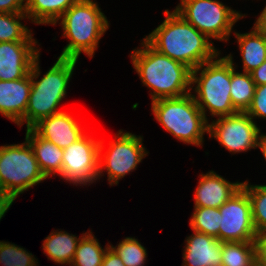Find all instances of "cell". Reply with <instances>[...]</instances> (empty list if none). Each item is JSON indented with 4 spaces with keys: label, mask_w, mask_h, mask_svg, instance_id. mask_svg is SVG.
<instances>
[{
    "label": "cell",
    "mask_w": 266,
    "mask_h": 266,
    "mask_svg": "<svg viewBox=\"0 0 266 266\" xmlns=\"http://www.w3.org/2000/svg\"><path fill=\"white\" fill-rule=\"evenodd\" d=\"M165 20L144 39L158 52L191 70L213 60L221 52L204 34L175 10H165Z\"/></svg>",
    "instance_id": "cell-1"
},
{
    "label": "cell",
    "mask_w": 266,
    "mask_h": 266,
    "mask_svg": "<svg viewBox=\"0 0 266 266\" xmlns=\"http://www.w3.org/2000/svg\"><path fill=\"white\" fill-rule=\"evenodd\" d=\"M135 71L144 86L152 90V101L176 98L190 93L192 70L158 52L145 39L130 54Z\"/></svg>",
    "instance_id": "cell-2"
},
{
    "label": "cell",
    "mask_w": 266,
    "mask_h": 266,
    "mask_svg": "<svg viewBox=\"0 0 266 266\" xmlns=\"http://www.w3.org/2000/svg\"><path fill=\"white\" fill-rule=\"evenodd\" d=\"M39 57L34 60L30 70L31 91L25 116L17 124L26 123L27 128H32L41 119L59 113V104L67 94L70 78L74 72L76 59L58 57L54 65L39 79L41 74ZM39 79L35 81L36 79Z\"/></svg>",
    "instance_id": "cell-3"
},
{
    "label": "cell",
    "mask_w": 266,
    "mask_h": 266,
    "mask_svg": "<svg viewBox=\"0 0 266 266\" xmlns=\"http://www.w3.org/2000/svg\"><path fill=\"white\" fill-rule=\"evenodd\" d=\"M69 43L60 58L78 60L81 53L94 56L99 40L109 28L107 17L93 0H78L59 19Z\"/></svg>",
    "instance_id": "cell-4"
},
{
    "label": "cell",
    "mask_w": 266,
    "mask_h": 266,
    "mask_svg": "<svg viewBox=\"0 0 266 266\" xmlns=\"http://www.w3.org/2000/svg\"><path fill=\"white\" fill-rule=\"evenodd\" d=\"M218 56L201 64L191 73V85L197 84L195 88L191 86V90L196 92L192 96L207 121V111L212 117L218 118L238 112L230 96L231 61L226 56Z\"/></svg>",
    "instance_id": "cell-5"
},
{
    "label": "cell",
    "mask_w": 266,
    "mask_h": 266,
    "mask_svg": "<svg viewBox=\"0 0 266 266\" xmlns=\"http://www.w3.org/2000/svg\"><path fill=\"white\" fill-rule=\"evenodd\" d=\"M151 104L155 119L165 131L185 144L202 146L209 122L191 92L181 97L158 99Z\"/></svg>",
    "instance_id": "cell-6"
},
{
    "label": "cell",
    "mask_w": 266,
    "mask_h": 266,
    "mask_svg": "<svg viewBox=\"0 0 266 266\" xmlns=\"http://www.w3.org/2000/svg\"><path fill=\"white\" fill-rule=\"evenodd\" d=\"M46 179L26 139L22 144L0 146V180L13 200Z\"/></svg>",
    "instance_id": "cell-7"
},
{
    "label": "cell",
    "mask_w": 266,
    "mask_h": 266,
    "mask_svg": "<svg viewBox=\"0 0 266 266\" xmlns=\"http://www.w3.org/2000/svg\"><path fill=\"white\" fill-rule=\"evenodd\" d=\"M208 39L228 41L234 24L245 17L219 0H180L174 9Z\"/></svg>",
    "instance_id": "cell-8"
},
{
    "label": "cell",
    "mask_w": 266,
    "mask_h": 266,
    "mask_svg": "<svg viewBox=\"0 0 266 266\" xmlns=\"http://www.w3.org/2000/svg\"><path fill=\"white\" fill-rule=\"evenodd\" d=\"M115 139L109 141V148L104 150V141L99 143V173L98 179L104 170L107 172V180L110 185L119 184V180L128 173L136 170L137 165L149 153L142 144L143 136H136L130 132L119 130Z\"/></svg>",
    "instance_id": "cell-9"
},
{
    "label": "cell",
    "mask_w": 266,
    "mask_h": 266,
    "mask_svg": "<svg viewBox=\"0 0 266 266\" xmlns=\"http://www.w3.org/2000/svg\"><path fill=\"white\" fill-rule=\"evenodd\" d=\"M99 143L85 133L76 142L63 149L60 179L75 184H92L98 179Z\"/></svg>",
    "instance_id": "cell-10"
},
{
    "label": "cell",
    "mask_w": 266,
    "mask_h": 266,
    "mask_svg": "<svg viewBox=\"0 0 266 266\" xmlns=\"http://www.w3.org/2000/svg\"><path fill=\"white\" fill-rule=\"evenodd\" d=\"M260 128L246 113L237 112L233 115L219 117L209 124V138H214L229 152H247L257 149Z\"/></svg>",
    "instance_id": "cell-11"
},
{
    "label": "cell",
    "mask_w": 266,
    "mask_h": 266,
    "mask_svg": "<svg viewBox=\"0 0 266 266\" xmlns=\"http://www.w3.org/2000/svg\"><path fill=\"white\" fill-rule=\"evenodd\" d=\"M219 240L221 242L256 241L251 202L241 187L220 208Z\"/></svg>",
    "instance_id": "cell-12"
},
{
    "label": "cell",
    "mask_w": 266,
    "mask_h": 266,
    "mask_svg": "<svg viewBox=\"0 0 266 266\" xmlns=\"http://www.w3.org/2000/svg\"><path fill=\"white\" fill-rule=\"evenodd\" d=\"M37 42H0V80H17L30 73L34 60L40 55Z\"/></svg>",
    "instance_id": "cell-13"
},
{
    "label": "cell",
    "mask_w": 266,
    "mask_h": 266,
    "mask_svg": "<svg viewBox=\"0 0 266 266\" xmlns=\"http://www.w3.org/2000/svg\"><path fill=\"white\" fill-rule=\"evenodd\" d=\"M32 129L43 139L59 148H66L76 142L86 132L70 113L61 111L41 119Z\"/></svg>",
    "instance_id": "cell-14"
},
{
    "label": "cell",
    "mask_w": 266,
    "mask_h": 266,
    "mask_svg": "<svg viewBox=\"0 0 266 266\" xmlns=\"http://www.w3.org/2000/svg\"><path fill=\"white\" fill-rule=\"evenodd\" d=\"M200 179L194 194V207L220 208L242 185V182L227 181L213 170L200 174Z\"/></svg>",
    "instance_id": "cell-15"
},
{
    "label": "cell",
    "mask_w": 266,
    "mask_h": 266,
    "mask_svg": "<svg viewBox=\"0 0 266 266\" xmlns=\"http://www.w3.org/2000/svg\"><path fill=\"white\" fill-rule=\"evenodd\" d=\"M193 232L185 240L182 266H221L223 242L215 237Z\"/></svg>",
    "instance_id": "cell-16"
},
{
    "label": "cell",
    "mask_w": 266,
    "mask_h": 266,
    "mask_svg": "<svg viewBox=\"0 0 266 266\" xmlns=\"http://www.w3.org/2000/svg\"><path fill=\"white\" fill-rule=\"evenodd\" d=\"M30 91V73L17 80H0V113L18 124L25 116Z\"/></svg>",
    "instance_id": "cell-17"
},
{
    "label": "cell",
    "mask_w": 266,
    "mask_h": 266,
    "mask_svg": "<svg viewBox=\"0 0 266 266\" xmlns=\"http://www.w3.org/2000/svg\"><path fill=\"white\" fill-rule=\"evenodd\" d=\"M25 139L30 144L41 171L46 178L61 174L63 149L40 137L32 128H26Z\"/></svg>",
    "instance_id": "cell-18"
},
{
    "label": "cell",
    "mask_w": 266,
    "mask_h": 266,
    "mask_svg": "<svg viewBox=\"0 0 266 266\" xmlns=\"http://www.w3.org/2000/svg\"><path fill=\"white\" fill-rule=\"evenodd\" d=\"M239 43L243 72L250 73L266 60V36L261 34L254 26L249 33L234 32Z\"/></svg>",
    "instance_id": "cell-19"
},
{
    "label": "cell",
    "mask_w": 266,
    "mask_h": 266,
    "mask_svg": "<svg viewBox=\"0 0 266 266\" xmlns=\"http://www.w3.org/2000/svg\"><path fill=\"white\" fill-rule=\"evenodd\" d=\"M80 238L66 231H52L43 241V250L48 259L57 264L71 265Z\"/></svg>",
    "instance_id": "cell-20"
},
{
    "label": "cell",
    "mask_w": 266,
    "mask_h": 266,
    "mask_svg": "<svg viewBox=\"0 0 266 266\" xmlns=\"http://www.w3.org/2000/svg\"><path fill=\"white\" fill-rule=\"evenodd\" d=\"M78 0H26L25 14L35 24L56 25L58 19Z\"/></svg>",
    "instance_id": "cell-21"
},
{
    "label": "cell",
    "mask_w": 266,
    "mask_h": 266,
    "mask_svg": "<svg viewBox=\"0 0 266 266\" xmlns=\"http://www.w3.org/2000/svg\"><path fill=\"white\" fill-rule=\"evenodd\" d=\"M231 61V86L230 96L233 107L238 112H246L252 103L255 93V83L247 72H236L231 53L226 56Z\"/></svg>",
    "instance_id": "cell-22"
},
{
    "label": "cell",
    "mask_w": 266,
    "mask_h": 266,
    "mask_svg": "<svg viewBox=\"0 0 266 266\" xmlns=\"http://www.w3.org/2000/svg\"><path fill=\"white\" fill-rule=\"evenodd\" d=\"M88 230L78 242L74 259L70 266H101L104 255L110 245L103 249L95 235Z\"/></svg>",
    "instance_id": "cell-23"
},
{
    "label": "cell",
    "mask_w": 266,
    "mask_h": 266,
    "mask_svg": "<svg viewBox=\"0 0 266 266\" xmlns=\"http://www.w3.org/2000/svg\"><path fill=\"white\" fill-rule=\"evenodd\" d=\"M257 257V242H223L221 266H251Z\"/></svg>",
    "instance_id": "cell-24"
},
{
    "label": "cell",
    "mask_w": 266,
    "mask_h": 266,
    "mask_svg": "<svg viewBox=\"0 0 266 266\" xmlns=\"http://www.w3.org/2000/svg\"><path fill=\"white\" fill-rule=\"evenodd\" d=\"M29 17L25 13L0 12V42L36 41L31 30L20 20Z\"/></svg>",
    "instance_id": "cell-25"
},
{
    "label": "cell",
    "mask_w": 266,
    "mask_h": 266,
    "mask_svg": "<svg viewBox=\"0 0 266 266\" xmlns=\"http://www.w3.org/2000/svg\"><path fill=\"white\" fill-rule=\"evenodd\" d=\"M241 187L247 192L250 202L253 223L257 234L266 232V185H251L246 180Z\"/></svg>",
    "instance_id": "cell-26"
},
{
    "label": "cell",
    "mask_w": 266,
    "mask_h": 266,
    "mask_svg": "<svg viewBox=\"0 0 266 266\" xmlns=\"http://www.w3.org/2000/svg\"><path fill=\"white\" fill-rule=\"evenodd\" d=\"M189 225L193 231L215 237L219 240V208L194 207V212Z\"/></svg>",
    "instance_id": "cell-27"
},
{
    "label": "cell",
    "mask_w": 266,
    "mask_h": 266,
    "mask_svg": "<svg viewBox=\"0 0 266 266\" xmlns=\"http://www.w3.org/2000/svg\"><path fill=\"white\" fill-rule=\"evenodd\" d=\"M110 247L121 258L125 266H144L147 259L146 248L134 237H126L115 247Z\"/></svg>",
    "instance_id": "cell-28"
},
{
    "label": "cell",
    "mask_w": 266,
    "mask_h": 266,
    "mask_svg": "<svg viewBox=\"0 0 266 266\" xmlns=\"http://www.w3.org/2000/svg\"><path fill=\"white\" fill-rule=\"evenodd\" d=\"M38 260L25 248L0 241V264L3 266H38Z\"/></svg>",
    "instance_id": "cell-29"
},
{
    "label": "cell",
    "mask_w": 266,
    "mask_h": 266,
    "mask_svg": "<svg viewBox=\"0 0 266 266\" xmlns=\"http://www.w3.org/2000/svg\"><path fill=\"white\" fill-rule=\"evenodd\" d=\"M246 113L254 120L255 118L266 119V84L255 87V93L251 105Z\"/></svg>",
    "instance_id": "cell-30"
},
{
    "label": "cell",
    "mask_w": 266,
    "mask_h": 266,
    "mask_svg": "<svg viewBox=\"0 0 266 266\" xmlns=\"http://www.w3.org/2000/svg\"><path fill=\"white\" fill-rule=\"evenodd\" d=\"M26 0H0V12L25 13Z\"/></svg>",
    "instance_id": "cell-31"
},
{
    "label": "cell",
    "mask_w": 266,
    "mask_h": 266,
    "mask_svg": "<svg viewBox=\"0 0 266 266\" xmlns=\"http://www.w3.org/2000/svg\"><path fill=\"white\" fill-rule=\"evenodd\" d=\"M101 266H125L117 253L109 247L104 255Z\"/></svg>",
    "instance_id": "cell-32"
},
{
    "label": "cell",
    "mask_w": 266,
    "mask_h": 266,
    "mask_svg": "<svg viewBox=\"0 0 266 266\" xmlns=\"http://www.w3.org/2000/svg\"><path fill=\"white\" fill-rule=\"evenodd\" d=\"M250 75L256 86L266 84V60L252 72Z\"/></svg>",
    "instance_id": "cell-33"
},
{
    "label": "cell",
    "mask_w": 266,
    "mask_h": 266,
    "mask_svg": "<svg viewBox=\"0 0 266 266\" xmlns=\"http://www.w3.org/2000/svg\"><path fill=\"white\" fill-rule=\"evenodd\" d=\"M257 255L266 261V232L257 236Z\"/></svg>",
    "instance_id": "cell-34"
},
{
    "label": "cell",
    "mask_w": 266,
    "mask_h": 266,
    "mask_svg": "<svg viewBox=\"0 0 266 266\" xmlns=\"http://www.w3.org/2000/svg\"><path fill=\"white\" fill-rule=\"evenodd\" d=\"M14 200L9 195H0V220L5 216Z\"/></svg>",
    "instance_id": "cell-35"
},
{
    "label": "cell",
    "mask_w": 266,
    "mask_h": 266,
    "mask_svg": "<svg viewBox=\"0 0 266 266\" xmlns=\"http://www.w3.org/2000/svg\"><path fill=\"white\" fill-rule=\"evenodd\" d=\"M254 27L264 36H266V6L264 7L263 11L256 19Z\"/></svg>",
    "instance_id": "cell-36"
},
{
    "label": "cell",
    "mask_w": 266,
    "mask_h": 266,
    "mask_svg": "<svg viewBox=\"0 0 266 266\" xmlns=\"http://www.w3.org/2000/svg\"><path fill=\"white\" fill-rule=\"evenodd\" d=\"M258 148H260L262 155L266 160V134L260 132L258 139Z\"/></svg>",
    "instance_id": "cell-37"
},
{
    "label": "cell",
    "mask_w": 266,
    "mask_h": 266,
    "mask_svg": "<svg viewBox=\"0 0 266 266\" xmlns=\"http://www.w3.org/2000/svg\"><path fill=\"white\" fill-rule=\"evenodd\" d=\"M251 266H266V261L262 260L258 255L251 263Z\"/></svg>",
    "instance_id": "cell-38"
},
{
    "label": "cell",
    "mask_w": 266,
    "mask_h": 266,
    "mask_svg": "<svg viewBox=\"0 0 266 266\" xmlns=\"http://www.w3.org/2000/svg\"><path fill=\"white\" fill-rule=\"evenodd\" d=\"M0 195H7L0 180Z\"/></svg>",
    "instance_id": "cell-39"
}]
</instances>
